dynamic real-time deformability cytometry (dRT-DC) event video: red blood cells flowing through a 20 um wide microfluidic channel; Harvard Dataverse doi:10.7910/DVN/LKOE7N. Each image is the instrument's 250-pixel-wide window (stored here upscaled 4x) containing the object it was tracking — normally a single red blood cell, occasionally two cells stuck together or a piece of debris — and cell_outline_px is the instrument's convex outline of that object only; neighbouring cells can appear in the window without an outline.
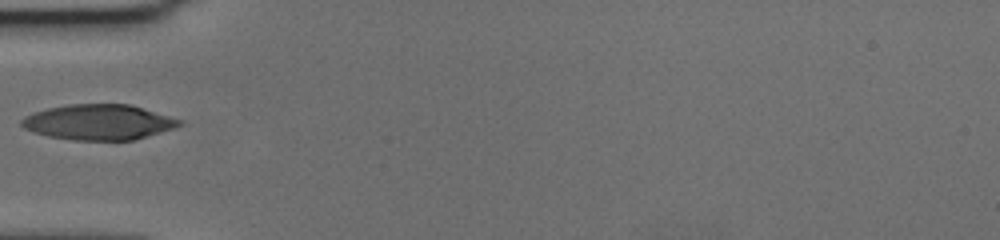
{"species": "human", "species_latin": "Homo sapiens", "temperature_condition": "cold", "stored_images_in_passage": 39, "camera_frame_rate_fps": 3000, "um_per_image_px": 0.085, "donor": {"sex": "female"}, "frame": {"image": 1, "passage_image": 1, "time_ms": 0.0, "image_size_px": [1000, 240], "cell_outline_px": [[184, 124], [176, 128], [132, 140], [72, 140], [48, 136], [32, 132], [24, 128], [20, 124], [20, 120], [24, 116], [32, 112], [48, 108], [68, 104], [128, 104], [184, 120]], "centroid_in_image_um": [8.37, 10.38], "position_along_channel_um": 76.6, "area_um2": 32.71}}
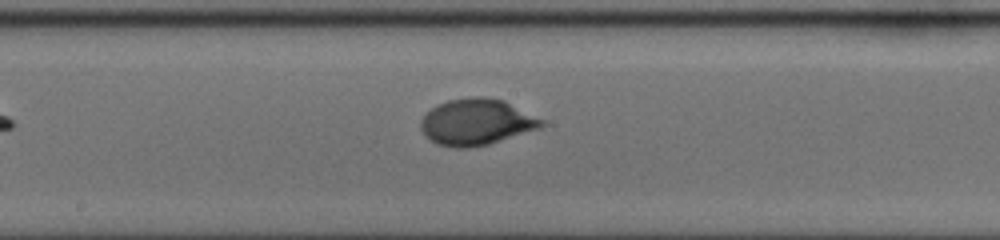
{"frame": {"image": 2, "passage_image": 12, "time_ms": 3.667, "image_size_px": [1000, 240], "cell_outline_px": [[548, 124], [540, 128], [488, 144], [468, 148], [456, 148], [436, 144], [424, 136], [420, 128], [420, 120], [436, 104], [448, 100], [472, 96], [484, 96], [504, 100], [544, 120]], "centroid_in_image_um": [40.49, 10.37], "position_along_channel_um": 207.7, "area_um2": 32.77}}
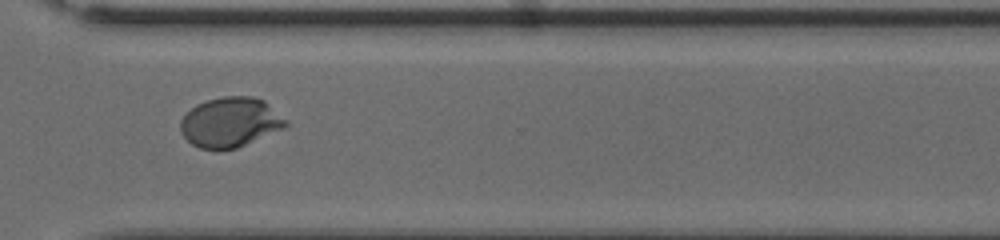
{"frame": {"image": 3, "passage_image": 24, "time_ms": 7.667, "image_size_px": [1000, 240], "cell_outline_px": [[288, 124], [284, 128], [236, 148], [200, 148], [192, 144], [180, 132], [180, 120], [196, 104], [208, 100], [224, 96], [252, 96], [264, 100], [288, 120]], "centroid_in_image_um": [19.59, 10.37], "position_along_channel_um": 351.0, "area_um2": 30.29}}